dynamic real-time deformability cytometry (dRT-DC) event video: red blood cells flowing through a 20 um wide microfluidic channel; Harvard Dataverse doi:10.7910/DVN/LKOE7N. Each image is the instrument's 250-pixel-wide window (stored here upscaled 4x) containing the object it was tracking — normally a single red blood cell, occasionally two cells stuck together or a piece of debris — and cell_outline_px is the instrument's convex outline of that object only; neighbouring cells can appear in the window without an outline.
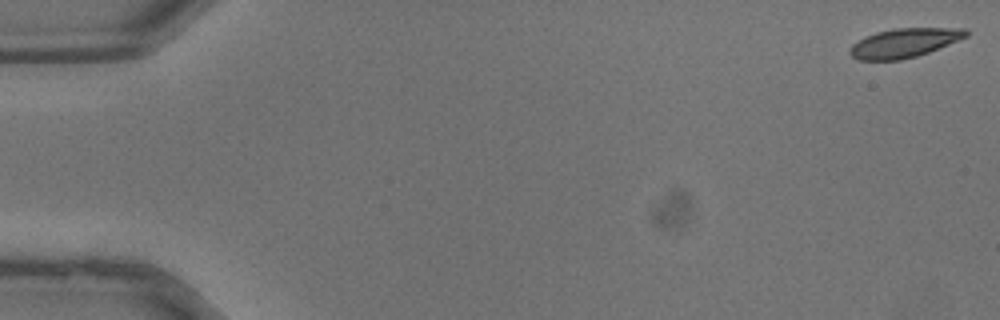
{"species": "common noctule bat (a hibernating species)", "species_latin": "Nyctalus noctula", "temperature_condition": "warm", "stored_images_in_passage": 38, "camera_frame_rate_fps": 3000, "um_per_image_px": 0.085, "animal": {"sex": "male", "body_mass_g": 13.3}, "frame": {"image": 1, "passage_image": 1, "time_ms": 0.0, "image_size_px": [1000, 320], "cell_outline_px": [[968, 36], [928, 52], [916, 56], [900, 60], [860, 60], [852, 56], [848, 52], [852, 44], [864, 36], [876, 32], [892, 28], [964, 28], [968, 32]], "centroid_in_image_um": [76.82, 3.64], "position_along_channel_um": 8.2, "area_um2": 19.65}}
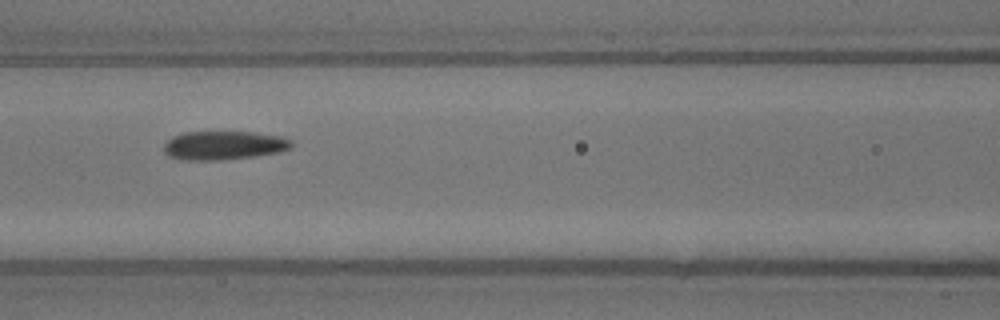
{"frame": {"image": 2, "passage_image": 17, "time_ms": 5.333, "image_size_px": [1000, 320], "cell_outline_px": [[292, 148], [280, 152], [256, 156], [220, 160], [180, 160], [168, 156], [164, 152], [164, 144], [172, 136], [184, 132], [252, 132], [280, 136], [292, 140]], "centroid_in_image_um": [19.02, 12.36], "position_along_channel_um": 147.6, "area_um2": 21.56}}
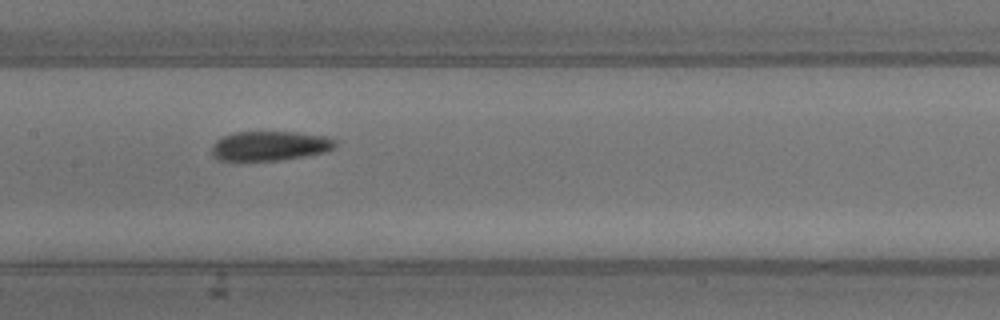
{"frame": {"image": 3, "passage_image": 19, "time_ms": 6.0, "image_size_px": [1000, 320], "cell_outline_px": [[336, 144], [332, 148], [324, 152], [304, 156], [280, 160], [220, 160], [212, 156], [212, 144], [216, 140], [224, 136], [236, 132], [296, 132], [332, 136], [336, 140]], "centroid_in_image_um": [22.96, 12.39], "position_along_channel_um": 184.4, "area_um2": 21.27}}